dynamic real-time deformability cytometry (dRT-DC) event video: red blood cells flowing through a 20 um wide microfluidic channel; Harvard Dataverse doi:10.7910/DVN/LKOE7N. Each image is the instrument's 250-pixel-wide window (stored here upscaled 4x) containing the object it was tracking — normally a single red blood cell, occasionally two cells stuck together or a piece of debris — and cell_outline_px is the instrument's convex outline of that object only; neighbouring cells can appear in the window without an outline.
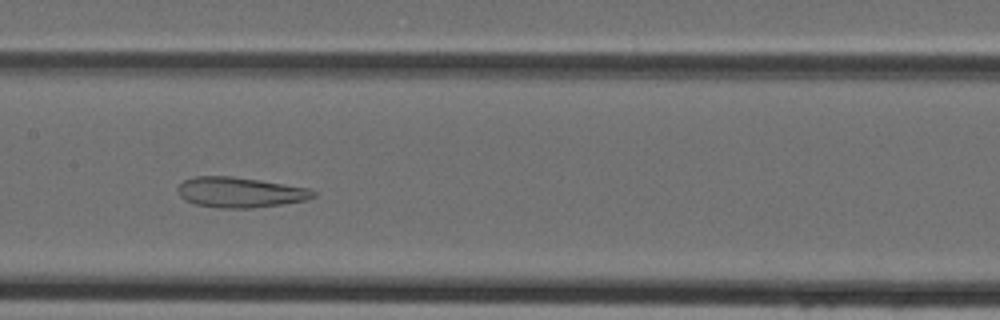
{"species": "Egyptian fruit bat (a non-hibernating species)", "species_latin": "Rousettus aegyptiacus", "temperature_condition": "cold", "stored_images_in_passage": 33, "camera_frame_rate_fps": 3000, "um_per_image_px": 0.085, "animal": {"sex": "female"}, "frame": {"image": 1, "passage_image": 10, "time_ms": 3.0, "image_size_px": [1000, 320], "cell_outline_px": [[316, 196], [308, 200], [252, 208], [216, 208], [196, 204], [184, 200], [180, 196], [176, 188], [184, 180], [196, 176], [232, 176], [260, 180], [308, 188], [316, 192]], "centroid_in_image_um": [20.39, 16.35], "position_along_channel_um": 187.0, "area_um2": 23.99}}
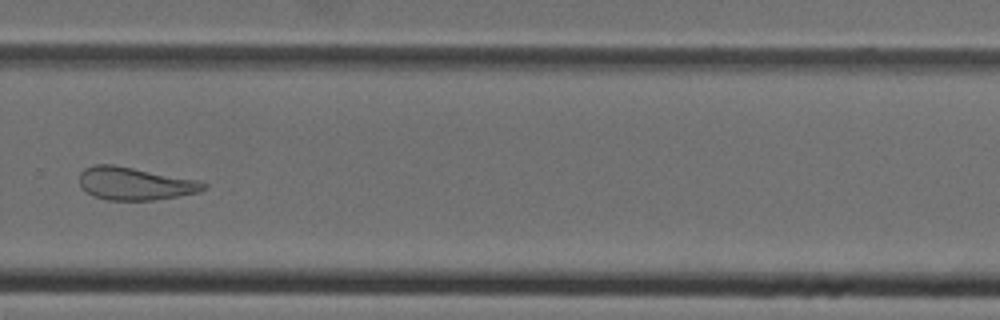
{"frame": {"image": 2, "passage_image": 19, "time_ms": 6.0, "image_size_px": [1000, 320], "cell_outline_px": [[208, 188], [200, 192], [156, 200], [108, 200], [92, 196], [80, 188], [80, 172], [84, 168], [92, 164], [112, 164], [196, 180], [208, 184]], "centroid_in_image_um": [11.43, 15.61], "position_along_channel_um": 318.4, "area_um2": 23.81}}
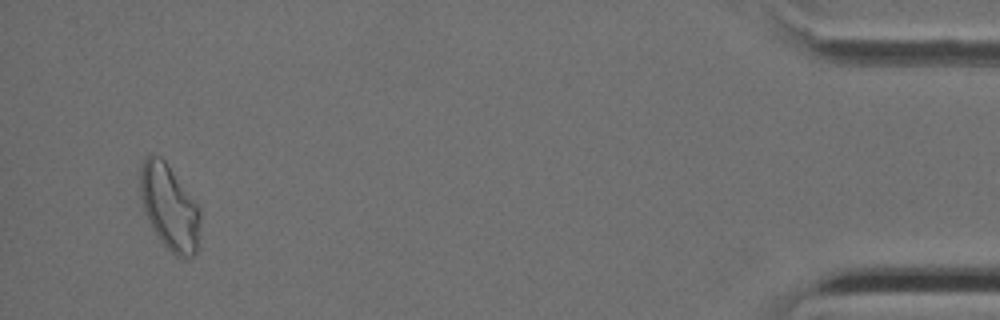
{"frame": {"image": 3, "passage_image": 31, "time_ms": 10.0, "image_size_px": [1000, 320], "cell_outline_px": [[200, 224], [196, 252], [188, 260], [176, 256], [160, 240], [152, 228], [144, 212], [140, 196], [140, 168], [144, 156], [160, 156], [164, 160], [200, 208]], "centroid_in_image_um": [14.39, 17.64], "position_along_channel_um": 420.8, "area_um2": 29.71}}